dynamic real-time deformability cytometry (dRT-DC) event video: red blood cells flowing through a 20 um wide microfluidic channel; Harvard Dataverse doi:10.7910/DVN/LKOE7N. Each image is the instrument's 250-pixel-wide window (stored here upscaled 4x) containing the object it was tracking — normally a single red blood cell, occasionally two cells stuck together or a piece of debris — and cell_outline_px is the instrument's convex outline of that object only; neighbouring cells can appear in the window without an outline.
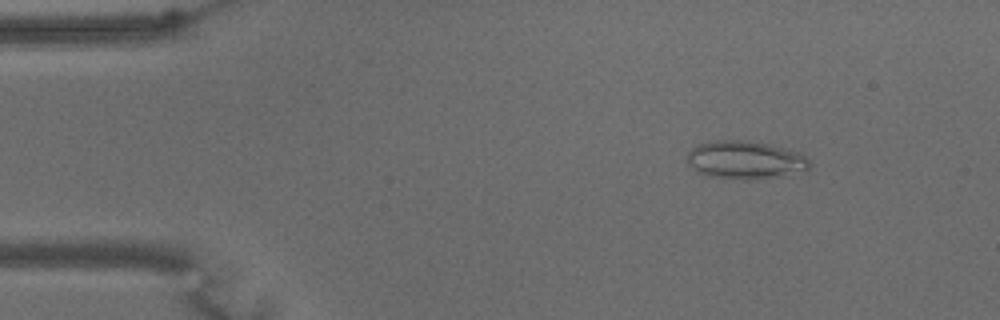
{"species": "common noctule bat (a hibernating species)", "species_latin": "Nyctalus noctula", "temperature_condition": "warm", "stored_images_in_passage": 59, "camera_frame_rate_fps": 3000, "um_per_image_px": 0.085, "animal": {"sex": "male", "body_mass_g": 15.6}, "frame": {"image": 1, "passage_image": 8, "time_ms": 2.333, "image_size_px": [1000, 320], "cell_outline_px": [[808, 168], [776, 176], [748, 180], [740, 180], [704, 176], [688, 168], [688, 152], [692, 148], [700, 144], [716, 140], [744, 140], [768, 144], [800, 152], [808, 160]], "centroid_in_image_um": [63.23, 13.6], "position_along_channel_um": 21.8, "area_um2": 26.99}}
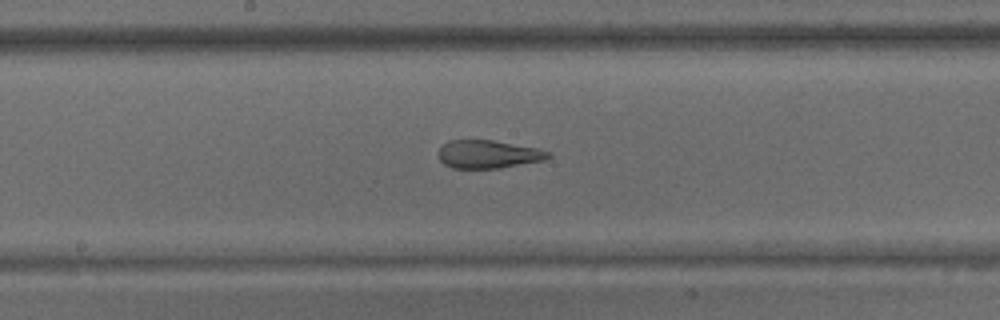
{"frame": {"image": 2, "passage_image": 31, "time_ms": 10.0, "image_size_px": [1000, 320], "cell_outline_px": [[552, 156], [544, 160], [500, 168], [452, 168], [444, 164], [440, 160], [436, 152], [448, 140], [492, 140], [536, 148], [552, 152]], "centroid_in_image_um": [41.48, 13.11], "position_along_channel_um": 206.7, "area_um2": 18.03}}
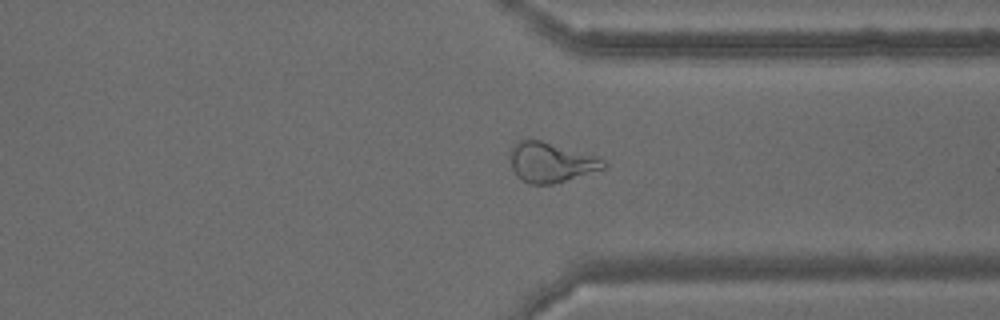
{"frame": {"image": 3, "passage_image": 45, "time_ms": 14.667, "image_size_px": [1000, 320], "cell_outline_px": [[608, 164], [604, 168], [552, 184], [528, 184], [520, 180], [516, 176], [512, 168], [512, 148], [516, 140], [528, 136], [596, 156], [604, 160]], "centroid_in_image_um": [46.78, 13.76], "position_along_channel_um": 364.6, "area_um2": 21.79}, "authors_computed_cell_mechanics": {"area_um2": 23.409, "velocity_mm_per_s": 3.3929, "shape_relaxation_time_tau1_ms": null, "shape_relaxation_time_tau2_ms": 1.4045, "deformation_change_tau1": null, "deformation_change_tau2": 0.105}}